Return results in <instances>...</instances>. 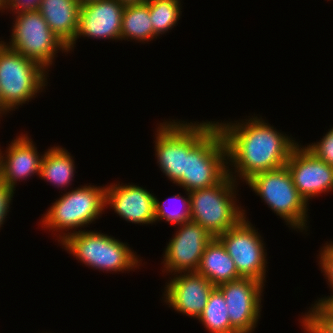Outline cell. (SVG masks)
Segmentation results:
<instances>
[{
  "mask_svg": "<svg viewBox=\"0 0 333 333\" xmlns=\"http://www.w3.org/2000/svg\"><path fill=\"white\" fill-rule=\"evenodd\" d=\"M7 10V0H0V13H4Z\"/></svg>",
  "mask_w": 333,
  "mask_h": 333,
  "instance_id": "32",
  "label": "cell"
},
{
  "mask_svg": "<svg viewBox=\"0 0 333 333\" xmlns=\"http://www.w3.org/2000/svg\"><path fill=\"white\" fill-rule=\"evenodd\" d=\"M88 184L68 189L69 191L60 194L41 215L38 226L52 232L53 237L56 236L58 240V246L67 236L86 230V227L95 224L106 211V184L102 186Z\"/></svg>",
  "mask_w": 333,
  "mask_h": 333,
  "instance_id": "3",
  "label": "cell"
},
{
  "mask_svg": "<svg viewBox=\"0 0 333 333\" xmlns=\"http://www.w3.org/2000/svg\"><path fill=\"white\" fill-rule=\"evenodd\" d=\"M305 147L317 158L333 166V126L323 134L322 138L320 137L319 141L307 143Z\"/></svg>",
  "mask_w": 333,
  "mask_h": 333,
  "instance_id": "27",
  "label": "cell"
},
{
  "mask_svg": "<svg viewBox=\"0 0 333 333\" xmlns=\"http://www.w3.org/2000/svg\"><path fill=\"white\" fill-rule=\"evenodd\" d=\"M74 158L66 148L60 145L49 146L42 159L39 178L57 187L58 190L66 192L68 188L72 189L69 186H72L77 173Z\"/></svg>",
  "mask_w": 333,
  "mask_h": 333,
  "instance_id": "20",
  "label": "cell"
},
{
  "mask_svg": "<svg viewBox=\"0 0 333 333\" xmlns=\"http://www.w3.org/2000/svg\"><path fill=\"white\" fill-rule=\"evenodd\" d=\"M217 288L225 298L231 326L238 333H253L262 315L265 284L253 278H240Z\"/></svg>",
  "mask_w": 333,
  "mask_h": 333,
  "instance_id": "11",
  "label": "cell"
},
{
  "mask_svg": "<svg viewBox=\"0 0 333 333\" xmlns=\"http://www.w3.org/2000/svg\"><path fill=\"white\" fill-rule=\"evenodd\" d=\"M228 311L222 292L215 287L197 320L209 333H238L231 326Z\"/></svg>",
  "mask_w": 333,
  "mask_h": 333,
  "instance_id": "22",
  "label": "cell"
},
{
  "mask_svg": "<svg viewBox=\"0 0 333 333\" xmlns=\"http://www.w3.org/2000/svg\"><path fill=\"white\" fill-rule=\"evenodd\" d=\"M130 41L150 44L154 40V31L150 22L149 0L124 6L121 28V42Z\"/></svg>",
  "mask_w": 333,
  "mask_h": 333,
  "instance_id": "21",
  "label": "cell"
},
{
  "mask_svg": "<svg viewBox=\"0 0 333 333\" xmlns=\"http://www.w3.org/2000/svg\"><path fill=\"white\" fill-rule=\"evenodd\" d=\"M245 183L289 229L309 235V204L299 194L286 166L258 173Z\"/></svg>",
  "mask_w": 333,
  "mask_h": 333,
  "instance_id": "5",
  "label": "cell"
},
{
  "mask_svg": "<svg viewBox=\"0 0 333 333\" xmlns=\"http://www.w3.org/2000/svg\"><path fill=\"white\" fill-rule=\"evenodd\" d=\"M28 134L21 132L9 141L4 151L0 149V180L14 190L19 182L40 174L45 150L39 153L37 144Z\"/></svg>",
  "mask_w": 333,
  "mask_h": 333,
  "instance_id": "17",
  "label": "cell"
},
{
  "mask_svg": "<svg viewBox=\"0 0 333 333\" xmlns=\"http://www.w3.org/2000/svg\"><path fill=\"white\" fill-rule=\"evenodd\" d=\"M324 245V246H323ZM317 261L322 275L325 276L326 283L328 284L330 295L324 297H317L314 303L331 304L333 302V241H325L318 251Z\"/></svg>",
  "mask_w": 333,
  "mask_h": 333,
  "instance_id": "26",
  "label": "cell"
},
{
  "mask_svg": "<svg viewBox=\"0 0 333 333\" xmlns=\"http://www.w3.org/2000/svg\"><path fill=\"white\" fill-rule=\"evenodd\" d=\"M49 75L41 65L0 40V97L10 115L46 91Z\"/></svg>",
  "mask_w": 333,
  "mask_h": 333,
  "instance_id": "6",
  "label": "cell"
},
{
  "mask_svg": "<svg viewBox=\"0 0 333 333\" xmlns=\"http://www.w3.org/2000/svg\"><path fill=\"white\" fill-rule=\"evenodd\" d=\"M173 228L176 231L162 254V276L197 271L207 244L214 238L199 223L191 220Z\"/></svg>",
  "mask_w": 333,
  "mask_h": 333,
  "instance_id": "10",
  "label": "cell"
},
{
  "mask_svg": "<svg viewBox=\"0 0 333 333\" xmlns=\"http://www.w3.org/2000/svg\"><path fill=\"white\" fill-rule=\"evenodd\" d=\"M298 321L304 333H333V308L329 304L313 302L301 313Z\"/></svg>",
  "mask_w": 333,
  "mask_h": 333,
  "instance_id": "25",
  "label": "cell"
},
{
  "mask_svg": "<svg viewBox=\"0 0 333 333\" xmlns=\"http://www.w3.org/2000/svg\"><path fill=\"white\" fill-rule=\"evenodd\" d=\"M80 7L78 0H42L38 11L53 33L69 47L77 33Z\"/></svg>",
  "mask_w": 333,
  "mask_h": 333,
  "instance_id": "18",
  "label": "cell"
},
{
  "mask_svg": "<svg viewBox=\"0 0 333 333\" xmlns=\"http://www.w3.org/2000/svg\"><path fill=\"white\" fill-rule=\"evenodd\" d=\"M166 281L161 301L172 311L197 320L215 286L196 271L177 273Z\"/></svg>",
  "mask_w": 333,
  "mask_h": 333,
  "instance_id": "15",
  "label": "cell"
},
{
  "mask_svg": "<svg viewBox=\"0 0 333 333\" xmlns=\"http://www.w3.org/2000/svg\"><path fill=\"white\" fill-rule=\"evenodd\" d=\"M239 185L227 175L212 187L189 192L191 221L199 223L213 237L231 229L245 216L237 197Z\"/></svg>",
  "mask_w": 333,
  "mask_h": 333,
  "instance_id": "7",
  "label": "cell"
},
{
  "mask_svg": "<svg viewBox=\"0 0 333 333\" xmlns=\"http://www.w3.org/2000/svg\"><path fill=\"white\" fill-rule=\"evenodd\" d=\"M91 1H95V0H78V2H79L80 4H85V3H87V2H91Z\"/></svg>",
  "mask_w": 333,
  "mask_h": 333,
  "instance_id": "33",
  "label": "cell"
},
{
  "mask_svg": "<svg viewBox=\"0 0 333 333\" xmlns=\"http://www.w3.org/2000/svg\"><path fill=\"white\" fill-rule=\"evenodd\" d=\"M107 184L105 209H112L117 217L127 223L141 226L155 224V194L151 190L130 182L124 184L117 181Z\"/></svg>",
  "mask_w": 333,
  "mask_h": 333,
  "instance_id": "16",
  "label": "cell"
},
{
  "mask_svg": "<svg viewBox=\"0 0 333 333\" xmlns=\"http://www.w3.org/2000/svg\"><path fill=\"white\" fill-rule=\"evenodd\" d=\"M245 117L215 120L227 148L228 175L239 184L258 173L285 166L299 143L292 134L276 129L266 117L255 113Z\"/></svg>",
  "mask_w": 333,
  "mask_h": 333,
  "instance_id": "1",
  "label": "cell"
},
{
  "mask_svg": "<svg viewBox=\"0 0 333 333\" xmlns=\"http://www.w3.org/2000/svg\"><path fill=\"white\" fill-rule=\"evenodd\" d=\"M9 113L10 112L3 106L2 101H1V97H0V121L3 117L5 118L6 115H9Z\"/></svg>",
  "mask_w": 333,
  "mask_h": 333,
  "instance_id": "30",
  "label": "cell"
},
{
  "mask_svg": "<svg viewBox=\"0 0 333 333\" xmlns=\"http://www.w3.org/2000/svg\"><path fill=\"white\" fill-rule=\"evenodd\" d=\"M303 143L292 150L286 163L293 184L299 194L310 204V200L333 192V166L317 158Z\"/></svg>",
  "mask_w": 333,
  "mask_h": 333,
  "instance_id": "12",
  "label": "cell"
},
{
  "mask_svg": "<svg viewBox=\"0 0 333 333\" xmlns=\"http://www.w3.org/2000/svg\"><path fill=\"white\" fill-rule=\"evenodd\" d=\"M42 0H7L8 13H20L39 9Z\"/></svg>",
  "mask_w": 333,
  "mask_h": 333,
  "instance_id": "29",
  "label": "cell"
},
{
  "mask_svg": "<svg viewBox=\"0 0 333 333\" xmlns=\"http://www.w3.org/2000/svg\"><path fill=\"white\" fill-rule=\"evenodd\" d=\"M182 0H149L150 22L154 31V40L178 25L182 16Z\"/></svg>",
  "mask_w": 333,
  "mask_h": 333,
  "instance_id": "23",
  "label": "cell"
},
{
  "mask_svg": "<svg viewBox=\"0 0 333 333\" xmlns=\"http://www.w3.org/2000/svg\"><path fill=\"white\" fill-rule=\"evenodd\" d=\"M124 5L135 4V3H145L147 0H118Z\"/></svg>",
  "mask_w": 333,
  "mask_h": 333,
  "instance_id": "31",
  "label": "cell"
},
{
  "mask_svg": "<svg viewBox=\"0 0 333 333\" xmlns=\"http://www.w3.org/2000/svg\"><path fill=\"white\" fill-rule=\"evenodd\" d=\"M13 16L9 41L0 40L9 48L21 53L50 72L58 53L68 52V47L53 33L38 10L9 13Z\"/></svg>",
  "mask_w": 333,
  "mask_h": 333,
  "instance_id": "8",
  "label": "cell"
},
{
  "mask_svg": "<svg viewBox=\"0 0 333 333\" xmlns=\"http://www.w3.org/2000/svg\"><path fill=\"white\" fill-rule=\"evenodd\" d=\"M244 207V217L231 229L217 238L233 259L242 278H253L266 285L268 257L266 242L261 232L249 221Z\"/></svg>",
  "mask_w": 333,
  "mask_h": 333,
  "instance_id": "9",
  "label": "cell"
},
{
  "mask_svg": "<svg viewBox=\"0 0 333 333\" xmlns=\"http://www.w3.org/2000/svg\"><path fill=\"white\" fill-rule=\"evenodd\" d=\"M15 190L0 180V230L3 229V225L7 221L9 216L11 205L13 204V196H15Z\"/></svg>",
  "mask_w": 333,
  "mask_h": 333,
  "instance_id": "28",
  "label": "cell"
},
{
  "mask_svg": "<svg viewBox=\"0 0 333 333\" xmlns=\"http://www.w3.org/2000/svg\"><path fill=\"white\" fill-rule=\"evenodd\" d=\"M155 126L153 155L165 178L175 184L185 172L187 121L170 118Z\"/></svg>",
  "mask_w": 333,
  "mask_h": 333,
  "instance_id": "13",
  "label": "cell"
},
{
  "mask_svg": "<svg viewBox=\"0 0 333 333\" xmlns=\"http://www.w3.org/2000/svg\"><path fill=\"white\" fill-rule=\"evenodd\" d=\"M227 175V148L216 122L187 120L185 172L174 186L192 192L212 187Z\"/></svg>",
  "mask_w": 333,
  "mask_h": 333,
  "instance_id": "2",
  "label": "cell"
},
{
  "mask_svg": "<svg viewBox=\"0 0 333 333\" xmlns=\"http://www.w3.org/2000/svg\"><path fill=\"white\" fill-rule=\"evenodd\" d=\"M215 287L242 278L221 241L214 237L201 256L197 271Z\"/></svg>",
  "mask_w": 333,
  "mask_h": 333,
  "instance_id": "19",
  "label": "cell"
},
{
  "mask_svg": "<svg viewBox=\"0 0 333 333\" xmlns=\"http://www.w3.org/2000/svg\"><path fill=\"white\" fill-rule=\"evenodd\" d=\"M186 194L183 196L182 193H176L171 195L169 198H165L162 201L154 195V206H155V226L160 221L171 224V226H178L182 223L191 220V209H190V195L189 191L182 190ZM182 194V195H181ZM179 203V204H178ZM169 204H172L169 205ZM175 204V205H174ZM178 208H177V206ZM169 206V207H168ZM171 207H176L172 209Z\"/></svg>",
  "mask_w": 333,
  "mask_h": 333,
  "instance_id": "24",
  "label": "cell"
},
{
  "mask_svg": "<svg viewBox=\"0 0 333 333\" xmlns=\"http://www.w3.org/2000/svg\"><path fill=\"white\" fill-rule=\"evenodd\" d=\"M60 246L78 263L103 273H130L143 266L142 257L127 242L100 230L73 233Z\"/></svg>",
  "mask_w": 333,
  "mask_h": 333,
  "instance_id": "4",
  "label": "cell"
},
{
  "mask_svg": "<svg viewBox=\"0 0 333 333\" xmlns=\"http://www.w3.org/2000/svg\"><path fill=\"white\" fill-rule=\"evenodd\" d=\"M124 6L118 0H95L81 4L77 33L68 52L74 53L76 42L81 37L121 41Z\"/></svg>",
  "mask_w": 333,
  "mask_h": 333,
  "instance_id": "14",
  "label": "cell"
}]
</instances>
